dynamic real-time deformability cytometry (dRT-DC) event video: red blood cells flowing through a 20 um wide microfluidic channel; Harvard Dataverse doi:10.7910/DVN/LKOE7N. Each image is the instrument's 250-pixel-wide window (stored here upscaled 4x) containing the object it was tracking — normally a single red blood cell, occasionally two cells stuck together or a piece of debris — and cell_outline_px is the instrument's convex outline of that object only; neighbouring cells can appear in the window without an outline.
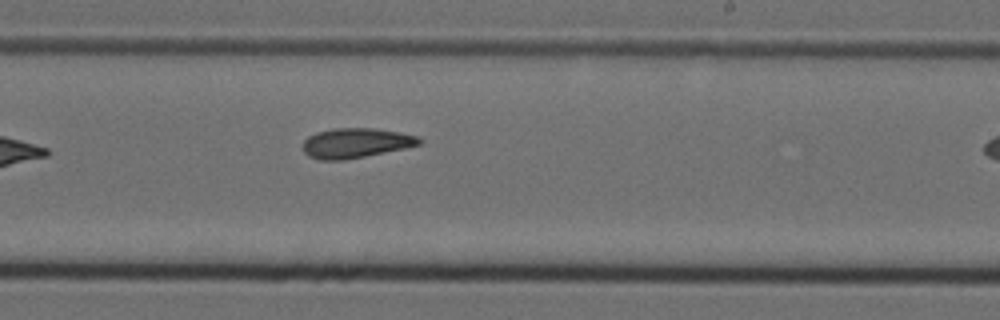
{"species": "Egyptian fruit bat (a non-hibernating species)", "species_latin": "Rousettus aegyptiacus", "temperature_condition": "cold", "stored_images_in_passage": 10, "segment_of_instrument_passage": [1, 2], "camera_frame_rate_fps": 3000, "um_per_image_px": 0.085, "animal": {"sex": "female"}, "frame": {"image": 1, "passage_image": 9, "time_ms": 2.667, "image_size_px": [1000, 320], "cell_outline_px": [[420, 144], [404, 148], [344, 160], [320, 160], [308, 156], [304, 152], [304, 140], [308, 136], [316, 132], [332, 128], [372, 128], [400, 132], [420, 136]], "centroid_in_image_um": [30.21, 12.15], "position_along_channel_um": 258.8, "area_um2": 20.11}}